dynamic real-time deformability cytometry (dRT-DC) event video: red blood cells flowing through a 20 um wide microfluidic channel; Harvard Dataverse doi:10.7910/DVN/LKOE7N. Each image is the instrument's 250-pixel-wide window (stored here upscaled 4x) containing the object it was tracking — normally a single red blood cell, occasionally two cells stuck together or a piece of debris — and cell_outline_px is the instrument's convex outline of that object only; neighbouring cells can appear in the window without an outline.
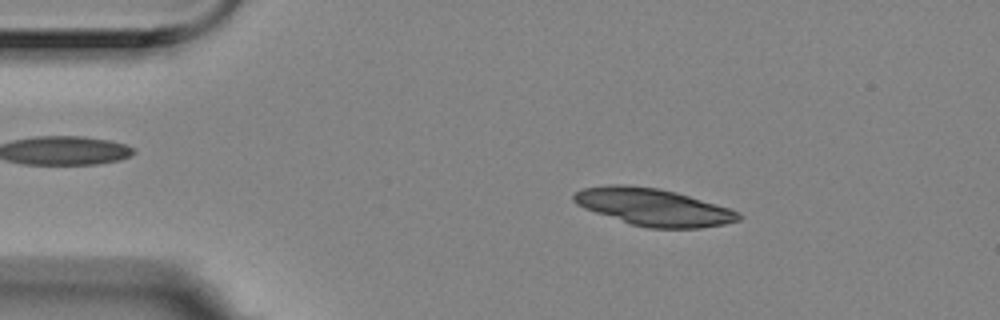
{"species": "Egyptian fruit bat (a non-hibernating species)", "species_latin": "Rousettus aegyptiacus", "temperature_condition": "room temperature", "stored_images_in_passage": 5, "camera_frame_rate_fps": 3000, "um_per_image_px": 0.085, "animal": {"sex": "female"}, "frame": {"image": 1, "passage_image": 2, "time_ms": 0.333, "image_size_px": [1000, 320], "cell_outline_px": [[744, 216], [740, 220], [724, 224], [700, 228], [648, 228], [632, 224], [584, 208], [576, 204], [572, 200], [572, 196], [576, 192], [584, 188], [608, 184], [624, 184], [656, 188], [676, 192], [716, 204], [740, 212]], "centroid_in_image_um": [55.55, 17.6], "position_along_channel_um": 29.4, "area_um2": 35.55}}